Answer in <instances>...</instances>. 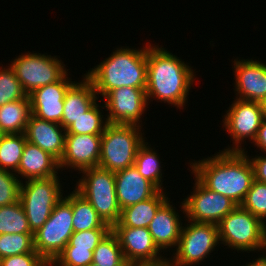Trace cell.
Masks as SVG:
<instances>
[{"label": "cell", "instance_id": "cell-1", "mask_svg": "<svg viewBox=\"0 0 266 266\" xmlns=\"http://www.w3.org/2000/svg\"><path fill=\"white\" fill-rule=\"evenodd\" d=\"M247 152H217L215 156L192 162L190 168L206 188L229 197L240 205L254 181V172Z\"/></svg>", "mask_w": 266, "mask_h": 266}, {"label": "cell", "instance_id": "cell-2", "mask_svg": "<svg viewBox=\"0 0 266 266\" xmlns=\"http://www.w3.org/2000/svg\"><path fill=\"white\" fill-rule=\"evenodd\" d=\"M192 67L165 48L147 45V101L156 98L183 107L193 85Z\"/></svg>", "mask_w": 266, "mask_h": 266}, {"label": "cell", "instance_id": "cell-3", "mask_svg": "<svg viewBox=\"0 0 266 266\" xmlns=\"http://www.w3.org/2000/svg\"><path fill=\"white\" fill-rule=\"evenodd\" d=\"M84 75L93 83L96 94L102 97L118 87L146 88L147 45L139 50L117 48Z\"/></svg>", "mask_w": 266, "mask_h": 266}, {"label": "cell", "instance_id": "cell-4", "mask_svg": "<svg viewBox=\"0 0 266 266\" xmlns=\"http://www.w3.org/2000/svg\"><path fill=\"white\" fill-rule=\"evenodd\" d=\"M141 125L108 124L101 137L98 166L116 173L134 165L138 148L145 142Z\"/></svg>", "mask_w": 266, "mask_h": 266}, {"label": "cell", "instance_id": "cell-5", "mask_svg": "<svg viewBox=\"0 0 266 266\" xmlns=\"http://www.w3.org/2000/svg\"><path fill=\"white\" fill-rule=\"evenodd\" d=\"M83 176L75 190L97 211L99 217L111 228L118 223L121 209L117 202L115 173L101 167L82 170Z\"/></svg>", "mask_w": 266, "mask_h": 266}, {"label": "cell", "instance_id": "cell-6", "mask_svg": "<svg viewBox=\"0 0 266 266\" xmlns=\"http://www.w3.org/2000/svg\"><path fill=\"white\" fill-rule=\"evenodd\" d=\"M221 244L237 252L262 251L266 241V224L238 205L218 224Z\"/></svg>", "mask_w": 266, "mask_h": 266}, {"label": "cell", "instance_id": "cell-7", "mask_svg": "<svg viewBox=\"0 0 266 266\" xmlns=\"http://www.w3.org/2000/svg\"><path fill=\"white\" fill-rule=\"evenodd\" d=\"M72 193L54 207L46 223L34 235V248L49 264L63 251L73 234Z\"/></svg>", "mask_w": 266, "mask_h": 266}, {"label": "cell", "instance_id": "cell-8", "mask_svg": "<svg viewBox=\"0 0 266 266\" xmlns=\"http://www.w3.org/2000/svg\"><path fill=\"white\" fill-rule=\"evenodd\" d=\"M58 179V176H52L21 183L19 201L33 233L46 223L56 204L63 198Z\"/></svg>", "mask_w": 266, "mask_h": 266}, {"label": "cell", "instance_id": "cell-9", "mask_svg": "<svg viewBox=\"0 0 266 266\" xmlns=\"http://www.w3.org/2000/svg\"><path fill=\"white\" fill-rule=\"evenodd\" d=\"M188 221L182 226L175 256L170 259L173 266L199 264L220 242L217 224Z\"/></svg>", "mask_w": 266, "mask_h": 266}, {"label": "cell", "instance_id": "cell-10", "mask_svg": "<svg viewBox=\"0 0 266 266\" xmlns=\"http://www.w3.org/2000/svg\"><path fill=\"white\" fill-rule=\"evenodd\" d=\"M28 53L21 54L10 64L27 95L37 88L57 82L67 72L56 56Z\"/></svg>", "mask_w": 266, "mask_h": 266}, {"label": "cell", "instance_id": "cell-11", "mask_svg": "<svg viewBox=\"0 0 266 266\" xmlns=\"http://www.w3.org/2000/svg\"><path fill=\"white\" fill-rule=\"evenodd\" d=\"M192 195L181 203L187 220L218 224L238 205L229 197L206 188L196 177Z\"/></svg>", "mask_w": 266, "mask_h": 266}, {"label": "cell", "instance_id": "cell-12", "mask_svg": "<svg viewBox=\"0 0 266 266\" xmlns=\"http://www.w3.org/2000/svg\"><path fill=\"white\" fill-rule=\"evenodd\" d=\"M226 113L223 123L225 129H227L226 131L230 133L233 141H235L233 142L235 145L234 148L229 147L223 151H244L241 148L242 141L244 142V139L248 138L253 142L264 119L262 105L259 102L236 98Z\"/></svg>", "mask_w": 266, "mask_h": 266}, {"label": "cell", "instance_id": "cell-13", "mask_svg": "<svg viewBox=\"0 0 266 266\" xmlns=\"http://www.w3.org/2000/svg\"><path fill=\"white\" fill-rule=\"evenodd\" d=\"M104 107L108 124L139 125L148 106L146 88L118 87L108 92Z\"/></svg>", "mask_w": 266, "mask_h": 266}, {"label": "cell", "instance_id": "cell-14", "mask_svg": "<svg viewBox=\"0 0 266 266\" xmlns=\"http://www.w3.org/2000/svg\"><path fill=\"white\" fill-rule=\"evenodd\" d=\"M69 79L66 72L57 82L37 88L29 94L31 113L40 119L60 124L64 111V97L74 84Z\"/></svg>", "mask_w": 266, "mask_h": 266}, {"label": "cell", "instance_id": "cell-15", "mask_svg": "<svg viewBox=\"0 0 266 266\" xmlns=\"http://www.w3.org/2000/svg\"><path fill=\"white\" fill-rule=\"evenodd\" d=\"M102 135L66 134L65 148L59 167L82 171L98 167Z\"/></svg>", "mask_w": 266, "mask_h": 266}, {"label": "cell", "instance_id": "cell-16", "mask_svg": "<svg viewBox=\"0 0 266 266\" xmlns=\"http://www.w3.org/2000/svg\"><path fill=\"white\" fill-rule=\"evenodd\" d=\"M111 230L119 240L126 262H155L163 259L148 228L112 227Z\"/></svg>", "mask_w": 266, "mask_h": 266}, {"label": "cell", "instance_id": "cell-17", "mask_svg": "<svg viewBox=\"0 0 266 266\" xmlns=\"http://www.w3.org/2000/svg\"><path fill=\"white\" fill-rule=\"evenodd\" d=\"M233 62L237 99L262 103L266 98V64L252 59Z\"/></svg>", "mask_w": 266, "mask_h": 266}, {"label": "cell", "instance_id": "cell-18", "mask_svg": "<svg viewBox=\"0 0 266 266\" xmlns=\"http://www.w3.org/2000/svg\"><path fill=\"white\" fill-rule=\"evenodd\" d=\"M24 134L26 141L51 154L58 161L61 160L65 148L66 130L60 124L31 114Z\"/></svg>", "mask_w": 266, "mask_h": 266}, {"label": "cell", "instance_id": "cell-19", "mask_svg": "<svg viewBox=\"0 0 266 266\" xmlns=\"http://www.w3.org/2000/svg\"><path fill=\"white\" fill-rule=\"evenodd\" d=\"M116 197L120 209L153 197L159 190L132 165L115 173Z\"/></svg>", "mask_w": 266, "mask_h": 266}, {"label": "cell", "instance_id": "cell-20", "mask_svg": "<svg viewBox=\"0 0 266 266\" xmlns=\"http://www.w3.org/2000/svg\"><path fill=\"white\" fill-rule=\"evenodd\" d=\"M169 202L170 200H167L158 209L148 226V230L161 252L177 246L182 229L179 214Z\"/></svg>", "mask_w": 266, "mask_h": 266}, {"label": "cell", "instance_id": "cell-21", "mask_svg": "<svg viewBox=\"0 0 266 266\" xmlns=\"http://www.w3.org/2000/svg\"><path fill=\"white\" fill-rule=\"evenodd\" d=\"M83 78L82 82L74 81L64 97V111L60 125L65 130L98 100L93 83L86 76Z\"/></svg>", "mask_w": 266, "mask_h": 266}, {"label": "cell", "instance_id": "cell-22", "mask_svg": "<svg viewBox=\"0 0 266 266\" xmlns=\"http://www.w3.org/2000/svg\"><path fill=\"white\" fill-rule=\"evenodd\" d=\"M59 169V161L55 157L26 141L20 165L15 174L18 173L24 179L26 178L25 180L49 178L57 176Z\"/></svg>", "mask_w": 266, "mask_h": 266}, {"label": "cell", "instance_id": "cell-23", "mask_svg": "<svg viewBox=\"0 0 266 266\" xmlns=\"http://www.w3.org/2000/svg\"><path fill=\"white\" fill-rule=\"evenodd\" d=\"M163 191L153 197L121 210L120 218L113 227L148 228L158 209L170 198Z\"/></svg>", "mask_w": 266, "mask_h": 266}, {"label": "cell", "instance_id": "cell-24", "mask_svg": "<svg viewBox=\"0 0 266 266\" xmlns=\"http://www.w3.org/2000/svg\"><path fill=\"white\" fill-rule=\"evenodd\" d=\"M29 95L0 107V130L4 134L24 133L31 115Z\"/></svg>", "mask_w": 266, "mask_h": 266}, {"label": "cell", "instance_id": "cell-25", "mask_svg": "<svg viewBox=\"0 0 266 266\" xmlns=\"http://www.w3.org/2000/svg\"><path fill=\"white\" fill-rule=\"evenodd\" d=\"M72 214L74 232L90 229H111L99 217L92 205L76 190L72 191Z\"/></svg>", "mask_w": 266, "mask_h": 266}, {"label": "cell", "instance_id": "cell-26", "mask_svg": "<svg viewBox=\"0 0 266 266\" xmlns=\"http://www.w3.org/2000/svg\"><path fill=\"white\" fill-rule=\"evenodd\" d=\"M160 157L155 151L144 142L136 153L134 166L139 171V174L151 182L159 191L164 190L162 185V167Z\"/></svg>", "mask_w": 266, "mask_h": 266}, {"label": "cell", "instance_id": "cell-27", "mask_svg": "<svg viewBox=\"0 0 266 266\" xmlns=\"http://www.w3.org/2000/svg\"><path fill=\"white\" fill-rule=\"evenodd\" d=\"M25 144L24 133L4 134L0 140V169L15 173L20 165Z\"/></svg>", "mask_w": 266, "mask_h": 266}, {"label": "cell", "instance_id": "cell-28", "mask_svg": "<svg viewBox=\"0 0 266 266\" xmlns=\"http://www.w3.org/2000/svg\"><path fill=\"white\" fill-rule=\"evenodd\" d=\"M93 264L99 266H129L123 256L117 236L112 230L93 251Z\"/></svg>", "mask_w": 266, "mask_h": 266}, {"label": "cell", "instance_id": "cell-29", "mask_svg": "<svg viewBox=\"0 0 266 266\" xmlns=\"http://www.w3.org/2000/svg\"><path fill=\"white\" fill-rule=\"evenodd\" d=\"M8 233L34 234L20 201L0 207V234Z\"/></svg>", "mask_w": 266, "mask_h": 266}, {"label": "cell", "instance_id": "cell-30", "mask_svg": "<svg viewBox=\"0 0 266 266\" xmlns=\"http://www.w3.org/2000/svg\"><path fill=\"white\" fill-rule=\"evenodd\" d=\"M97 102L66 129V134L102 135L108 125ZM103 118V119H102ZM106 119V120H104ZM105 122V123H104Z\"/></svg>", "mask_w": 266, "mask_h": 266}, {"label": "cell", "instance_id": "cell-31", "mask_svg": "<svg viewBox=\"0 0 266 266\" xmlns=\"http://www.w3.org/2000/svg\"><path fill=\"white\" fill-rule=\"evenodd\" d=\"M33 235L18 233L0 234V259L34 252Z\"/></svg>", "mask_w": 266, "mask_h": 266}, {"label": "cell", "instance_id": "cell-32", "mask_svg": "<svg viewBox=\"0 0 266 266\" xmlns=\"http://www.w3.org/2000/svg\"><path fill=\"white\" fill-rule=\"evenodd\" d=\"M27 96L13 68L10 65L8 68L0 67V107Z\"/></svg>", "mask_w": 266, "mask_h": 266}, {"label": "cell", "instance_id": "cell-33", "mask_svg": "<svg viewBox=\"0 0 266 266\" xmlns=\"http://www.w3.org/2000/svg\"><path fill=\"white\" fill-rule=\"evenodd\" d=\"M240 206L266 224V183L254 180Z\"/></svg>", "mask_w": 266, "mask_h": 266}, {"label": "cell", "instance_id": "cell-34", "mask_svg": "<svg viewBox=\"0 0 266 266\" xmlns=\"http://www.w3.org/2000/svg\"><path fill=\"white\" fill-rule=\"evenodd\" d=\"M18 176L11 171L0 169V207L19 201L22 181Z\"/></svg>", "mask_w": 266, "mask_h": 266}, {"label": "cell", "instance_id": "cell-35", "mask_svg": "<svg viewBox=\"0 0 266 266\" xmlns=\"http://www.w3.org/2000/svg\"><path fill=\"white\" fill-rule=\"evenodd\" d=\"M111 229H90L73 232L64 249L94 250Z\"/></svg>", "mask_w": 266, "mask_h": 266}, {"label": "cell", "instance_id": "cell-36", "mask_svg": "<svg viewBox=\"0 0 266 266\" xmlns=\"http://www.w3.org/2000/svg\"><path fill=\"white\" fill-rule=\"evenodd\" d=\"M93 251L87 249H63L50 266H89L92 264Z\"/></svg>", "mask_w": 266, "mask_h": 266}, {"label": "cell", "instance_id": "cell-37", "mask_svg": "<svg viewBox=\"0 0 266 266\" xmlns=\"http://www.w3.org/2000/svg\"><path fill=\"white\" fill-rule=\"evenodd\" d=\"M0 266H50L36 251L0 259Z\"/></svg>", "mask_w": 266, "mask_h": 266}, {"label": "cell", "instance_id": "cell-38", "mask_svg": "<svg viewBox=\"0 0 266 266\" xmlns=\"http://www.w3.org/2000/svg\"><path fill=\"white\" fill-rule=\"evenodd\" d=\"M253 172H254V180L262 183H266V156H257L255 158L250 159Z\"/></svg>", "mask_w": 266, "mask_h": 266}, {"label": "cell", "instance_id": "cell-39", "mask_svg": "<svg viewBox=\"0 0 266 266\" xmlns=\"http://www.w3.org/2000/svg\"><path fill=\"white\" fill-rule=\"evenodd\" d=\"M254 145L259 147L262 152L266 153V119L264 118L260 128L258 129L257 136L253 141Z\"/></svg>", "mask_w": 266, "mask_h": 266}, {"label": "cell", "instance_id": "cell-40", "mask_svg": "<svg viewBox=\"0 0 266 266\" xmlns=\"http://www.w3.org/2000/svg\"><path fill=\"white\" fill-rule=\"evenodd\" d=\"M129 266H173L171 263L170 258H163L159 261L155 262H136V263H130Z\"/></svg>", "mask_w": 266, "mask_h": 266}, {"label": "cell", "instance_id": "cell-41", "mask_svg": "<svg viewBox=\"0 0 266 266\" xmlns=\"http://www.w3.org/2000/svg\"><path fill=\"white\" fill-rule=\"evenodd\" d=\"M256 261L252 260V262L247 263L246 266H266V264L260 259H255Z\"/></svg>", "mask_w": 266, "mask_h": 266}, {"label": "cell", "instance_id": "cell-42", "mask_svg": "<svg viewBox=\"0 0 266 266\" xmlns=\"http://www.w3.org/2000/svg\"><path fill=\"white\" fill-rule=\"evenodd\" d=\"M262 110H263V116L266 119V98L262 101Z\"/></svg>", "mask_w": 266, "mask_h": 266}, {"label": "cell", "instance_id": "cell-43", "mask_svg": "<svg viewBox=\"0 0 266 266\" xmlns=\"http://www.w3.org/2000/svg\"><path fill=\"white\" fill-rule=\"evenodd\" d=\"M264 250H266V241H265V247H264ZM266 254V253H265ZM261 257H260V259L266 264V256H262V255H260Z\"/></svg>", "mask_w": 266, "mask_h": 266}, {"label": "cell", "instance_id": "cell-44", "mask_svg": "<svg viewBox=\"0 0 266 266\" xmlns=\"http://www.w3.org/2000/svg\"><path fill=\"white\" fill-rule=\"evenodd\" d=\"M4 133L0 130V140L3 137Z\"/></svg>", "mask_w": 266, "mask_h": 266}, {"label": "cell", "instance_id": "cell-45", "mask_svg": "<svg viewBox=\"0 0 266 266\" xmlns=\"http://www.w3.org/2000/svg\"><path fill=\"white\" fill-rule=\"evenodd\" d=\"M89 266H99V265H96V264H93V263H92V264H91V265H89Z\"/></svg>", "mask_w": 266, "mask_h": 266}]
</instances>
